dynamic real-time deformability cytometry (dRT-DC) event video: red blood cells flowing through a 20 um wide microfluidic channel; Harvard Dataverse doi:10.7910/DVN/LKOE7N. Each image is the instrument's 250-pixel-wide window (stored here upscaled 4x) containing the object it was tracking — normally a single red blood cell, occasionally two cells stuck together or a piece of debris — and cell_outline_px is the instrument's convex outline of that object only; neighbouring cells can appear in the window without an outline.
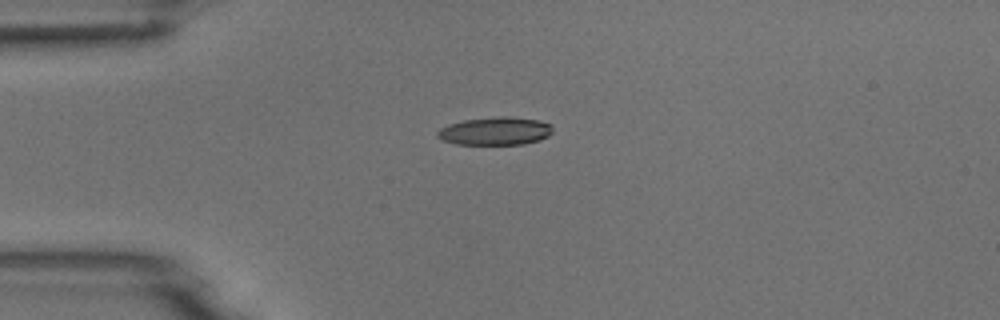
{"species": "common noctule bat (a hibernating species)", "species_latin": "Nyctalus noctula", "temperature_condition": "room temperature", "stored_images_in_passage": 2, "camera_frame_rate_fps": 3000, "um_per_image_px": 0.085, "animal": {"sex": "male", "body_mass_g": 18.8}, "frame": {"image": 1, "passage_image": 1, "time_ms": 0.0, "image_size_px": [1000, 320], "cell_outline_px": [[552, 132], [548, 136], [540, 140], [524, 144], [456, 144], [440, 140], [436, 136], [436, 132], [440, 128], [448, 124], [464, 120], [500, 116], [508, 116], [540, 120], [552, 124]], "centroid_in_image_um": [42.09, 11.14], "position_along_channel_um": 42.9, "area_um2": 19.02}}